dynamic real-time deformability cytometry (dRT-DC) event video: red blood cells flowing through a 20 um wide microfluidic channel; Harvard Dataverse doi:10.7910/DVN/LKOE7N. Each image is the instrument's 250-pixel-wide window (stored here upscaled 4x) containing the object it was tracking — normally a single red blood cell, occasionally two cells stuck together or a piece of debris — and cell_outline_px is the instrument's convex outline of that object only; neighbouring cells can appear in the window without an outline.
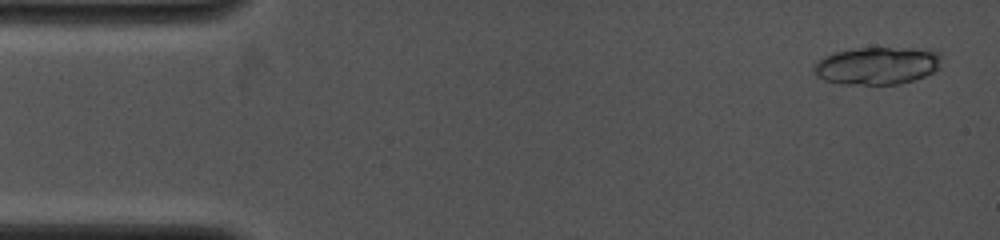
{"species": "common noctule bat (a hibernating species)", "species_latin": "Nyctalus noctula", "temperature_condition": "cold", "stored_images_in_passage": 4, "camera_frame_rate_fps": 4000, "um_per_image_px": 0.085, "animal": {"sex": "female", "body_mass_g": 19.0, "forearm_length_mm": 53.3}, "frame": {"image": 1, "passage_image": 1, "time_ms": 0.0, "image_size_px": [1000, 240], "cell_outline_px": [[940, 68], [936, 72], [900, 84], [840, 84], [824, 80], [816, 76], [812, 68], [824, 56], [836, 52], [856, 48], [936, 48], [940, 52]], "centroid_in_image_um": [74.62, 5.57], "position_along_channel_um": 10.4, "area_um2": 28.32}}